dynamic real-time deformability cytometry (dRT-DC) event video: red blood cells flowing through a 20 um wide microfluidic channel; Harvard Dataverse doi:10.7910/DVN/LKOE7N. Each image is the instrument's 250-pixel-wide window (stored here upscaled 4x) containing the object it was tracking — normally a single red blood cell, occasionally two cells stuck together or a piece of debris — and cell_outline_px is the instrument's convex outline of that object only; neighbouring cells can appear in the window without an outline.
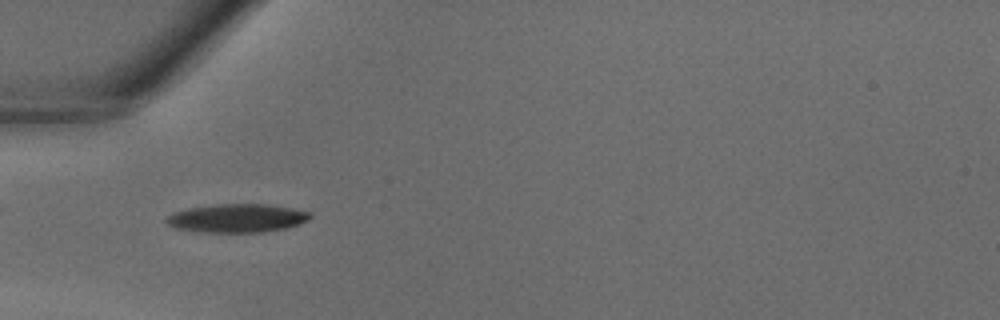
{"species": "common noctule bat (a hibernating species)", "species_latin": "Nyctalus noctula", "temperature_condition": "warm", "stored_images_in_passage": 40, "camera_frame_rate_fps": 3000, "um_per_image_px": 0.085, "animal": {"sex": "male", "body_mass_g": 18.8}, "frame": {"image": 1, "passage_image": 13, "time_ms": 4.0, "image_size_px": [1000, 320], "cell_outline_px": [[312, 216], [308, 220], [288, 228], [264, 232], [196, 232], [176, 228], [168, 224], [164, 220], [168, 216], [176, 212], [188, 208], [216, 204], [264, 204], [292, 208], [312, 212]], "centroid_in_image_um": [20.17, 18.55], "position_along_channel_um": 64.8, "area_um2": 23.93}}
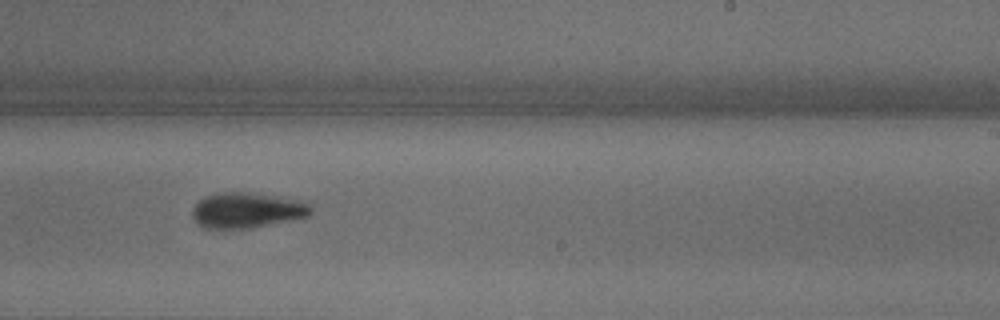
{"frame": {"image": 2, "passage_image": 25, "time_ms": 8.0, "image_size_px": [1000, 320], "cell_outline_px": [[312, 212], [308, 216], [252, 228], [204, 228], [192, 216], [192, 208], [204, 196], [224, 192], [240, 192], [268, 196], [292, 200], [308, 204], [312, 208]], "centroid_in_image_um": [20.92, 17.89], "position_along_channel_um": 268.1, "area_um2": 23.7}}
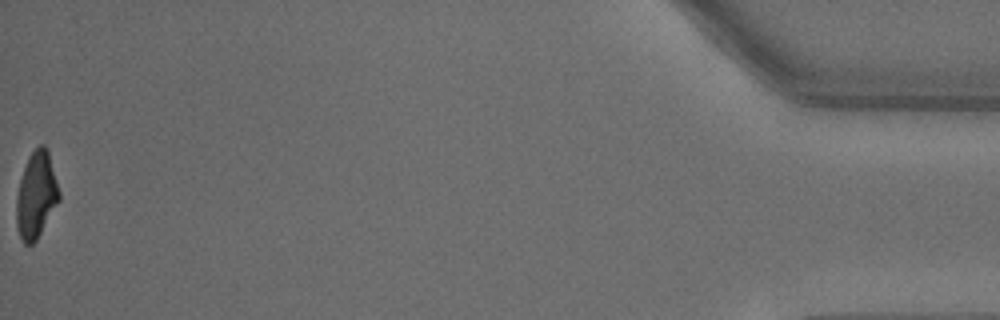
{"frame": {"image": 3, "passage_image": 40, "time_ms": 13.0, "image_size_px": [1000, 320], "cell_outline_px": [[60, 200], [36, 240], [32, 244], [24, 244], [20, 236], [16, 224], [16, 200], [20, 180], [28, 156], [40, 144], [44, 144], [48, 148], [60, 192]], "centroid_in_image_um": [3.09, 16.56], "position_along_channel_um": 432.1, "area_um2": 21.5}}